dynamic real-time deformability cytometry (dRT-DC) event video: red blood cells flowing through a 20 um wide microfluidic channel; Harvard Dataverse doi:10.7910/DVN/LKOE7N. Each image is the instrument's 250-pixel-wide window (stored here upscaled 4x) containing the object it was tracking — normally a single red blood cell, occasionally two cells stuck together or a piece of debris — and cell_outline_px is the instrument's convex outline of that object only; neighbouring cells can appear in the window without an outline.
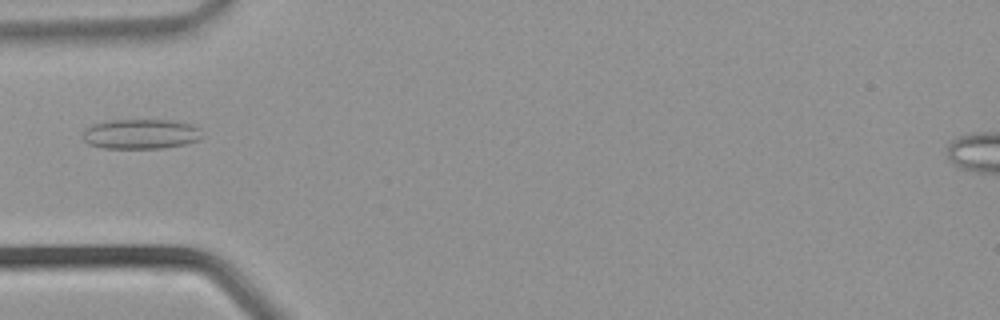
{"species": "common noctule bat (a hibernating species)", "species_latin": "Nyctalus noctula", "temperature_condition": "warm", "stored_images_in_passage": 34, "camera_frame_rate_fps": 3000, "um_per_image_px": 0.085, "animal": {"sex": "male", "body_mass_g": 21.5, "forearm_length_mm": 52.0}, "frame": {"image": 1, "passage_image": 10, "time_ms": 3.0, "image_size_px": [1000, 320], "cell_outline_px": [[200, 136], [196, 140], [184, 144], [164, 148], [104, 148], [88, 144], [80, 136], [84, 128], [92, 124], [112, 120], [168, 120], [192, 124], [200, 128]], "centroid_in_image_um": [11.89, 11.39], "position_along_channel_um": 73.1, "area_um2": 20.81}}
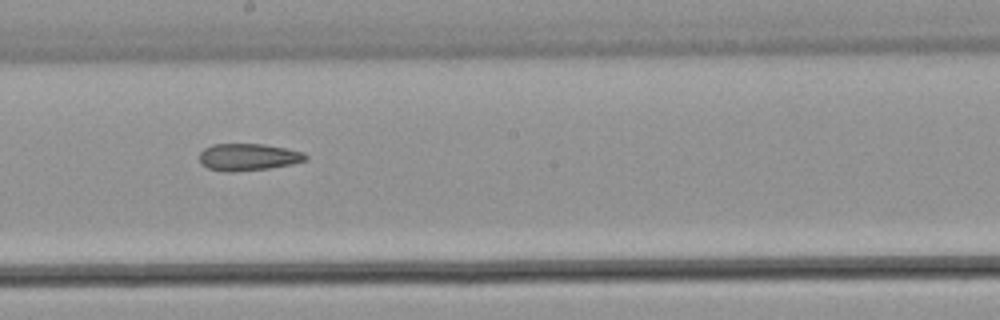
{"frame": {"image": 2, "passage_image": 18, "time_ms": 5.667, "image_size_px": [1000, 320], "cell_outline_px": [[308, 156], [304, 160], [292, 164], [268, 168], [232, 172], [224, 172], [208, 168], [200, 164], [200, 152], [204, 148], [212, 144], [264, 144], [304, 152]], "centroid_in_image_um": [21.06, 13.35], "position_along_channel_um": 227.1, "area_um2": 16.7}}
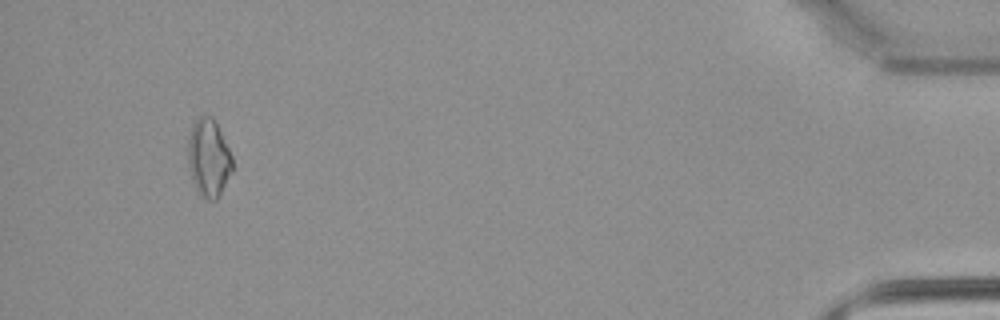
{"frame": {"image": 3, "passage_image": 32, "time_ms": 10.333, "image_size_px": [1000, 320], "cell_outline_px": [[232, 172], [220, 196], [216, 200], [208, 200], [196, 188], [188, 164], [188, 136], [192, 124], [200, 116], [212, 116], [216, 120], [232, 156]], "centroid_in_image_um": [17.75, 13.39], "position_along_channel_um": 417.4, "area_um2": 20.11}}